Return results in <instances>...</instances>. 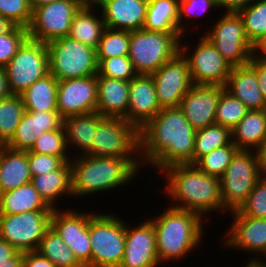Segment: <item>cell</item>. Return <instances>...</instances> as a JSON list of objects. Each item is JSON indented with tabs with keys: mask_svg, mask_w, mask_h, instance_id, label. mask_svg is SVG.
Here are the masks:
<instances>
[{
	"mask_svg": "<svg viewBox=\"0 0 266 267\" xmlns=\"http://www.w3.org/2000/svg\"><path fill=\"white\" fill-rule=\"evenodd\" d=\"M259 175L266 179V140L255 150Z\"/></svg>",
	"mask_w": 266,
	"mask_h": 267,
	"instance_id": "cell-52",
	"label": "cell"
},
{
	"mask_svg": "<svg viewBox=\"0 0 266 267\" xmlns=\"http://www.w3.org/2000/svg\"><path fill=\"white\" fill-rule=\"evenodd\" d=\"M195 133L179 107L162 108L139 130L142 165L161 172L172 165L193 164Z\"/></svg>",
	"mask_w": 266,
	"mask_h": 267,
	"instance_id": "cell-1",
	"label": "cell"
},
{
	"mask_svg": "<svg viewBox=\"0 0 266 267\" xmlns=\"http://www.w3.org/2000/svg\"><path fill=\"white\" fill-rule=\"evenodd\" d=\"M24 111L20 95L11 94L0 100V146H5L11 140Z\"/></svg>",
	"mask_w": 266,
	"mask_h": 267,
	"instance_id": "cell-36",
	"label": "cell"
},
{
	"mask_svg": "<svg viewBox=\"0 0 266 267\" xmlns=\"http://www.w3.org/2000/svg\"><path fill=\"white\" fill-rule=\"evenodd\" d=\"M74 198L110 191L135 180L142 166L140 157L74 155L70 160Z\"/></svg>",
	"mask_w": 266,
	"mask_h": 267,
	"instance_id": "cell-2",
	"label": "cell"
},
{
	"mask_svg": "<svg viewBox=\"0 0 266 267\" xmlns=\"http://www.w3.org/2000/svg\"><path fill=\"white\" fill-rule=\"evenodd\" d=\"M111 213L89 218L91 267H119L125 250V220Z\"/></svg>",
	"mask_w": 266,
	"mask_h": 267,
	"instance_id": "cell-7",
	"label": "cell"
},
{
	"mask_svg": "<svg viewBox=\"0 0 266 267\" xmlns=\"http://www.w3.org/2000/svg\"><path fill=\"white\" fill-rule=\"evenodd\" d=\"M180 32H130L128 57L137 74L151 75L180 52Z\"/></svg>",
	"mask_w": 266,
	"mask_h": 267,
	"instance_id": "cell-5",
	"label": "cell"
},
{
	"mask_svg": "<svg viewBox=\"0 0 266 267\" xmlns=\"http://www.w3.org/2000/svg\"><path fill=\"white\" fill-rule=\"evenodd\" d=\"M95 6L91 4L81 6L72 20L68 36L97 50L105 23L102 14L100 15L101 12L96 16Z\"/></svg>",
	"mask_w": 266,
	"mask_h": 267,
	"instance_id": "cell-30",
	"label": "cell"
},
{
	"mask_svg": "<svg viewBox=\"0 0 266 267\" xmlns=\"http://www.w3.org/2000/svg\"><path fill=\"white\" fill-rule=\"evenodd\" d=\"M211 29L204 36L232 67L250 62L254 45L247 38L238 13L225 12Z\"/></svg>",
	"mask_w": 266,
	"mask_h": 267,
	"instance_id": "cell-11",
	"label": "cell"
},
{
	"mask_svg": "<svg viewBox=\"0 0 266 267\" xmlns=\"http://www.w3.org/2000/svg\"><path fill=\"white\" fill-rule=\"evenodd\" d=\"M104 117L97 111L63 118L68 149H78L77 155L86 154L92 147L95 131Z\"/></svg>",
	"mask_w": 266,
	"mask_h": 267,
	"instance_id": "cell-27",
	"label": "cell"
},
{
	"mask_svg": "<svg viewBox=\"0 0 266 267\" xmlns=\"http://www.w3.org/2000/svg\"><path fill=\"white\" fill-rule=\"evenodd\" d=\"M63 127V117L58 111H24L15 134L5 145L15 151H29L37 137L45 131L59 130Z\"/></svg>",
	"mask_w": 266,
	"mask_h": 267,
	"instance_id": "cell-22",
	"label": "cell"
},
{
	"mask_svg": "<svg viewBox=\"0 0 266 267\" xmlns=\"http://www.w3.org/2000/svg\"><path fill=\"white\" fill-rule=\"evenodd\" d=\"M28 151H15L0 146V193L31 182Z\"/></svg>",
	"mask_w": 266,
	"mask_h": 267,
	"instance_id": "cell-26",
	"label": "cell"
},
{
	"mask_svg": "<svg viewBox=\"0 0 266 267\" xmlns=\"http://www.w3.org/2000/svg\"><path fill=\"white\" fill-rule=\"evenodd\" d=\"M255 0H216L218 8L225 9V12H235L246 8Z\"/></svg>",
	"mask_w": 266,
	"mask_h": 267,
	"instance_id": "cell-51",
	"label": "cell"
},
{
	"mask_svg": "<svg viewBox=\"0 0 266 267\" xmlns=\"http://www.w3.org/2000/svg\"><path fill=\"white\" fill-rule=\"evenodd\" d=\"M265 258H266V256H265ZM258 265H259L260 267H266V262H264V261L262 260L261 262L258 263Z\"/></svg>",
	"mask_w": 266,
	"mask_h": 267,
	"instance_id": "cell-59",
	"label": "cell"
},
{
	"mask_svg": "<svg viewBox=\"0 0 266 267\" xmlns=\"http://www.w3.org/2000/svg\"><path fill=\"white\" fill-rule=\"evenodd\" d=\"M31 183L45 203L52 209H57L58 206L55 201L59 197L60 199L63 196L73 198L70 162H66L60 169L32 177Z\"/></svg>",
	"mask_w": 266,
	"mask_h": 267,
	"instance_id": "cell-29",
	"label": "cell"
},
{
	"mask_svg": "<svg viewBox=\"0 0 266 267\" xmlns=\"http://www.w3.org/2000/svg\"><path fill=\"white\" fill-rule=\"evenodd\" d=\"M28 211H53L31 182L0 193V214L13 215Z\"/></svg>",
	"mask_w": 266,
	"mask_h": 267,
	"instance_id": "cell-31",
	"label": "cell"
},
{
	"mask_svg": "<svg viewBox=\"0 0 266 267\" xmlns=\"http://www.w3.org/2000/svg\"><path fill=\"white\" fill-rule=\"evenodd\" d=\"M259 178L255 151L237 150L220 178L223 214L238 210Z\"/></svg>",
	"mask_w": 266,
	"mask_h": 267,
	"instance_id": "cell-8",
	"label": "cell"
},
{
	"mask_svg": "<svg viewBox=\"0 0 266 267\" xmlns=\"http://www.w3.org/2000/svg\"><path fill=\"white\" fill-rule=\"evenodd\" d=\"M28 38L26 28L13 26L0 36V67H5L17 53L18 48Z\"/></svg>",
	"mask_w": 266,
	"mask_h": 267,
	"instance_id": "cell-45",
	"label": "cell"
},
{
	"mask_svg": "<svg viewBox=\"0 0 266 267\" xmlns=\"http://www.w3.org/2000/svg\"><path fill=\"white\" fill-rule=\"evenodd\" d=\"M97 76L130 81L137 73L128 56H116L107 59H97Z\"/></svg>",
	"mask_w": 266,
	"mask_h": 267,
	"instance_id": "cell-42",
	"label": "cell"
},
{
	"mask_svg": "<svg viewBox=\"0 0 266 267\" xmlns=\"http://www.w3.org/2000/svg\"><path fill=\"white\" fill-rule=\"evenodd\" d=\"M82 0H58L32 10L28 38L42 43L69 35L72 20Z\"/></svg>",
	"mask_w": 266,
	"mask_h": 267,
	"instance_id": "cell-13",
	"label": "cell"
},
{
	"mask_svg": "<svg viewBox=\"0 0 266 267\" xmlns=\"http://www.w3.org/2000/svg\"><path fill=\"white\" fill-rule=\"evenodd\" d=\"M129 81L97 76V112L127 121Z\"/></svg>",
	"mask_w": 266,
	"mask_h": 267,
	"instance_id": "cell-24",
	"label": "cell"
},
{
	"mask_svg": "<svg viewBox=\"0 0 266 267\" xmlns=\"http://www.w3.org/2000/svg\"><path fill=\"white\" fill-rule=\"evenodd\" d=\"M36 251L56 267H85L52 227L46 231Z\"/></svg>",
	"mask_w": 266,
	"mask_h": 267,
	"instance_id": "cell-34",
	"label": "cell"
},
{
	"mask_svg": "<svg viewBox=\"0 0 266 267\" xmlns=\"http://www.w3.org/2000/svg\"><path fill=\"white\" fill-rule=\"evenodd\" d=\"M129 46L130 31L105 27L96 50L97 59L128 56Z\"/></svg>",
	"mask_w": 266,
	"mask_h": 267,
	"instance_id": "cell-38",
	"label": "cell"
},
{
	"mask_svg": "<svg viewBox=\"0 0 266 267\" xmlns=\"http://www.w3.org/2000/svg\"><path fill=\"white\" fill-rule=\"evenodd\" d=\"M71 157H58L47 154H38L28 151V164L31 177L40 176L48 172L60 169Z\"/></svg>",
	"mask_w": 266,
	"mask_h": 267,
	"instance_id": "cell-47",
	"label": "cell"
},
{
	"mask_svg": "<svg viewBox=\"0 0 266 267\" xmlns=\"http://www.w3.org/2000/svg\"><path fill=\"white\" fill-rule=\"evenodd\" d=\"M46 46L49 73L58 81L97 75L96 49L69 36L49 41Z\"/></svg>",
	"mask_w": 266,
	"mask_h": 267,
	"instance_id": "cell-6",
	"label": "cell"
},
{
	"mask_svg": "<svg viewBox=\"0 0 266 267\" xmlns=\"http://www.w3.org/2000/svg\"><path fill=\"white\" fill-rule=\"evenodd\" d=\"M244 267H260L258 264H245Z\"/></svg>",
	"mask_w": 266,
	"mask_h": 267,
	"instance_id": "cell-58",
	"label": "cell"
},
{
	"mask_svg": "<svg viewBox=\"0 0 266 267\" xmlns=\"http://www.w3.org/2000/svg\"><path fill=\"white\" fill-rule=\"evenodd\" d=\"M0 16L12 25L28 28L32 18L29 0H0Z\"/></svg>",
	"mask_w": 266,
	"mask_h": 267,
	"instance_id": "cell-44",
	"label": "cell"
},
{
	"mask_svg": "<svg viewBox=\"0 0 266 267\" xmlns=\"http://www.w3.org/2000/svg\"><path fill=\"white\" fill-rule=\"evenodd\" d=\"M58 80L50 73L36 80L20 96L26 111H57Z\"/></svg>",
	"mask_w": 266,
	"mask_h": 267,
	"instance_id": "cell-32",
	"label": "cell"
},
{
	"mask_svg": "<svg viewBox=\"0 0 266 267\" xmlns=\"http://www.w3.org/2000/svg\"><path fill=\"white\" fill-rule=\"evenodd\" d=\"M179 0H148L143 29L156 32H180Z\"/></svg>",
	"mask_w": 266,
	"mask_h": 267,
	"instance_id": "cell-33",
	"label": "cell"
},
{
	"mask_svg": "<svg viewBox=\"0 0 266 267\" xmlns=\"http://www.w3.org/2000/svg\"><path fill=\"white\" fill-rule=\"evenodd\" d=\"M225 87L194 84L182 98L179 108L195 129L215 124V115Z\"/></svg>",
	"mask_w": 266,
	"mask_h": 267,
	"instance_id": "cell-20",
	"label": "cell"
},
{
	"mask_svg": "<svg viewBox=\"0 0 266 267\" xmlns=\"http://www.w3.org/2000/svg\"><path fill=\"white\" fill-rule=\"evenodd\" d=\"M232 143L231 129L221 125H211L198 129L195 133L193 164L212 150Z\"/></svg>",
	"mask_w": 266,
	"mask_h": 267,
	"instance_id": "cell-35",
	"label": "cell"
},
{
	"mask_svg": "<svg viewBox=\"0 0 266 267\" xmlns=\"http://www.w3.org/2000/svg\"><path fill=\"white\" fill-rule=\"evenodd\" d=\"M4 68L10 92L20 95L36 80L49 73L46 43L27 38Z\"/></svg>",
	"mask_w": 266,
	"mask_h": 267,
	"instance_id": "cell-10",
	"label": "cell"
},
{
	"mask_svg": "<svg viewBox=\"0 0 266 267\" xmlns=\"http://www.w3.org/2000/svg\"><path fill=\"white\" fill-rule=\"evenodd\" d=\"M237 150L238 148L233 143L228 144L203 155L194 165L207 175L220 179Z\"/></svg>",
	"mask_w": 266,
	"mask_h": 267,
	"instance_id": "cell-39",
	"label": "cell"
},
{
	"mask_svg": "<svg viewBox=\"0 0 266 267\" xmlns=\"http://www.w3.org/2000/svg\"><path fill=\"white\" fill-rule=\"evenodd\" d=\"M161 109L151 75L137 74L129 81V105L127 112V121L129 123L140 130Z\"/></svg>",
	"mask_w": 266,
	"mask_h": 267,
	"instance_id": "cell-21",
	"label": "cell"
},
{
	"mask_svg": "<svg viewBox=\"0 0 266 267\" xmlns=\"http://www.w3.org/2000/svg\"><path fill=\"white\" fill-rule=\"evenodd\" d=\"M14 25L0 16V36L7 33Z\"/></svg>",
	"mask_w": 266,
	"mask_h": 267,
	"instance_id": "cell-55",
	"label": "cell"
},
{
	"mask_svg": "<svg viewBox=\"0 0 266 267\" xmlns=\"http://www.w3.org/2000/svg\"><path fill=\"white\" fill-rule=\"evenodd\" d=\"M237 13L242 18L247 38L255 45L266 34V0H255Z\"/></svg>",
	"mask_w": 266,
	"mask_h": 267,
	"instance_id": "cell-37",
	"label": "cell"
},
{
	"mask_svg": "<svg viewBox=\"0 0 266 267\" xmlns=\"http://www.w3.org/2000/svg\"><path fill=\"white\" fill-rule=\"evenodd\" d=\"M53 209L51 227L60 235L65 244L74 252L77 259L91 267V241L89 218L95 213L78 210ZM62 210V211H61Z\"/></svg>",
	"mask_w": 266,
	"mask_h": 267,
	"instance_id": "cell-15",
	"label": "cell"
},
{
	"mask_svg": "<svg viewBox=\"0 0 266 267\" xmlns=\"http://www.w3.org/2000/svg\"><path fill=\"white\" fill-rule=\"evenodd\" d=\"M231 134L238 150L255 151L266 140V109L250 110Z\"/></svg>",
	"mask_w": 266,
	"mask_h": 267,
	"instance_id": "cell-28",
	"label": "cell"
},
{
	"mask_svg": "<svg viewBox=\"0 0 266 267\" xmlns=\"http://www.w3.org/2000/svg\"><path fill=\"white\" fill-rule=\"evenodd\" d=\"M202 36L192 53L189 50L190 44L184 45L180 40V53L188 62L192 82L196 85L225 87L232 66L214 45Z\"/></svg>",
	"mask_w": 266,
	"mask_h": 267,
	"instance_id": "cell-14",
	"label": "cell"
},
{
	"mask_svg": "<svg viewBox=\"0 0 266 267\" xmlns=\"http://www.w3.org/2000/svg\"><path fill=\"white\" fill-rule=\"evenodd\" d=\"M86 155L96 157H140L139 130L122 118L104 117L95 131Z\"/></svg>",
	"mask_w": 266,
	"mask_h": 267,
	"instance_id": "cell-9",
	"label": "cell"
},
{
	"mask_svg": "<svg viewBox=\"0 0 266 267\" xmlns=\"http://www.w3.org/2000/svg\"><path fill=\"white\" fill-rule=\"evenodd\" d=\"M156 234L150 219L136 227L125 222V250L119 267H158Z\"/></svg>",
	"mask_w": 266,
	"mask_h": 267,
	"instance_id": "cell-19",
	"label": "cell"
},
{
	"mask_svg": "<svg viewBox=\"0 0 266 267\" xmlns=\"http://www.w3.org/2000/svg\"><path fill=\"white\" fill-rule=\"evenodd\" d=\"M57 111L63 118L97 111V75L58 81Z\"/></svg>",
	"mask_w": 266,
	"mask_h": 267,
	"instance_id": "cell-18",
	"label": "cell"
},
{
	"mask_svg": "<svg viewBox=\"0 0 266 267\" xmlns=\"http://www.w3.org/2000/svg\"><path fill=\"white\" fill-rule=\"evenodd\" d=\"M253 54L258 57L266 58V34L254 45Z\"/></svg>",
	"mask_w": 266,
	"mask_h": 267,
	"instance_id": "cell-54",
	"label": "cell"
},
{
	"mask_svg": "<svg viewBox=\"0 0 266 267\" xmlns=\"http://www.w3.org/2000/svg\"><path fill=\"white\" fill-rule=\"evenodd\" d=\"M101 0H82L83 4L97 5Z\"/></svg>",
	"mask_w": 266,
	"mask_h": 267,
	"instance_id": "cell-57",
	"label": "cell"
},
{
	"mask_svg": "<svg viewBox=\"0 0 266 267\" xmlns=\"http://www.w3.org/2000/svg\"><path fill=\"white\" fill-rule=\"evenodd\" d=\"M67 140L64 127L59 130L45 131L37 137L31 152L58 157H70L67 150Z\"/></svg>",
	"mask_w": 266,
	"mask_h": 267,
	"instance_id": "cell-41",
	"label": "cell"
},
{
	"mask_svg": "<svg viewBox=\"0 0 266 267\" xmlns=\"http://www.w3.org/2000/svg\"><path fill=\"white\" fill-rule=\"evenodd\" d=\"M10 92L7 80V74L5 68L0 67V100L10 96Z\"/></svg>",
	"mask_w": 266,
	"mask_h": 267,
	"instance_id": "cell-53",
	"label": "cell"
},
{
	"mask_svg": "<svg viewBox=\"0 0 266 267\" xmlns=\"http://www.w3.org/2000/svg\"><path fill=\"white\" fill-rule=\"evenodd\" d=\"M148 0H101L100 8L105 27L125 31L143 28Z\"/></svg>",
	"mask_w": 266,
	"mask_h": 267,
	"instance_id": "cell-23",
	"label": "cell"
},
{
	"mask_svg": "<svg viewBox=\"0 0 266 267\" xmlns=\"http://www.w3.org/2000/svg\"><path fill=\"white\" fill-rule=\"evenodd\" d=\"M51 216L52 211L0 214V238L17 251H36L44 234L51 227Z\"/></svg>",
	"mask_w": 266,
	"mask_h": 267,
	"instance_id": "cell-12",
	"label": "cell"
},
{
	"mask_svg": "<svg viewBox=\"0 0 266 267\" xmlns=\"http://www.w3.org/2000/svg\"><path fill=\"white\" fill-rule=\"evenodd\" d=\"M248 64L256 71L257 84L266 102V58L253 54Z\"/></svg>",
	"mask_w": 266,
	"mask_h": 267,
	"instance_id": "cell-49",
	"label": "cell"
},
{
	"mask_svg": "<svg viewBox=\"0 0 266 267\" xmlns=\"http://www.w3.org/2000/svg\"><path fill=\"white\" fill-rule=\"evenodd\" d=\"M150 219L160 264L185 258L204 239V220L195 212L167 206L160 216Z\"/></svg>",
	"mask_w": 266,
	"mask_h": 267,
	"instance_id": "cell-4",
	"label": "cell"
},
{
	"mask_svg": "<svg viewBox=\"0 0 266 267\" xmlns=\"http://www.w3.org/2000/svg\"><path fill=\"white\" fill-rule=\"evenodd\" d=\"M161 172L166 177V196L174 201L169 206L195 212L202 218L211 211L223 213L220 179L200 171L194 164L172 165Z\"/></svg>",
	"mask_w": 266,
	"mask_h": 267,
	"instance_id": "cell-3",
	"label": "cell"
},
{
	"mask_svg": "<svg viewBox=\"0 0 266 267\" xmlns=\"http://www.w3.org/2000/svg\"><path fill=\"white\" fill-rule=\"evenodd\" d=\"M218 8L216 0H179L178 2V26L181 35L184 37L187 26L183 24L184 19L202 16L210 9ZM207 10V11H206ZM184 18V19H183ZM187 18V19H186Z\"/></svg>",
	"mask_w": 266,
	"mask_h": 267,
	"instance_id": "cell-46",
	"label": "cell"
},
{
	"mask_svg": "<svg viewBox=\"0 0 266 267\" xmlns=\"http://www.w3.org/2000/svg\"><path fill=\"white\" fill-rule=\"evenodd\" d=\"M225 89L249 110L266 109V102L257 84L256 71L249 64L232 67Z\"/></svg>",
	"mask_w": 266,
	"mask_h": 267,
	"instance_id": "cell-25",
	"label": "cell"
},
{
	"mask_svg": "<svg viewBox=\"0 0 266 267\" xmlns=\"http://www.w3.org/2000/svg\"><path fill=\"white\" fill-rule=\"evenodd\" d=\"M231 215H245L256 218H266V179L260 177L246 201Z\"/></svg>",
	"mask_w": 266,
	"mask_h": 267,
	"instance_id": "cell-43",
	"label": "cell"
},
{
	"mask_svg": "<svg viewBox=\"0 0 266 267\" xmlns=\"http://www.w3.org/2000/svg\"><path fill=\"white\" fill-rule=\"evenodd\" d=\"M151 76L161 108L179 107L182 98L194 85L188 62L180 52Z\"/></svg>",
	"mask_w": 266,
	"mask_h": 267,
	"instance_id": "cell-16",
	"label": "cell"
},
{
	"mask_svg": "<svg viewBox=\"0 0 266 267\" xmlns=\"http://www.w3.org/2000/svg\"><path fill=\"white\" fill-rule=\"evenodd\" d=\"M232 219L224 246L233 250H245L251 255L255 253L253 258L251 257L245 264H258L264 260L261 256H266V218L233 215Z\"/></svg>",
	"mask_w": 266,
	"mask_h": 267,
	"instance_id": "cell-17",
	"label": "cell"
},
{
	"mask_svg": "<svg viewBox=\"0 0 266 267\" xmlns=\"http://www.w3.org/2000/svg\"><path fill=\"white\" fill-rule=\"evenodd\" d=\"M22 267H56L48 258L37 251L23 252Z\"/></svg>",
	"mask_w": 266,
	"mask_h": 267,
	"instance_id": "cell-50",
	"label": "cell"
},
{
	"mask_svg": "<svg viewBox=\"0 0 266 267\" xmlns=\"http://www.w3.org/2000/svg\"><path fill=\"white\" fill-rule=\"evenodd\" d=\"M250 110L226 89L221 93L215 115V124L231 130Z\"/></svg>",
	"mask_w": 266,
	"mask_h": 267,
	"instance_id": "cell-40",
	"label": "cell"
},
{
	"mask_svg": "<svg viewBox=\"0 0 266 267\" xmlns=\"http://www.w3.org/2000/svg\"><path fill=\"white\" fill-rule=\"evenodd\" d=\"M23 252L0 238V267H22Z\"/></svg>",
	"mask_w": 266,
	"mask_h": 267,
	"instance_id": "cell-48",
	"label": "cell"
},
{
	"mask_svg": "<svg viewBox=\"0 0 266 267\" xmlns=\"http://www.w3.org/2000/svg\"><path fill=\"white\" fill-rule=\"evenodd\" d=\"M55 1H58V0H29L31 7H32V10L36 7L50 4V3L55 2Z\"/></svg>",
	"mask_w": 266,
	"mask_h": 267,
	"instance_id": "cell-56",
	"label": "cell"
}]
</instances>
